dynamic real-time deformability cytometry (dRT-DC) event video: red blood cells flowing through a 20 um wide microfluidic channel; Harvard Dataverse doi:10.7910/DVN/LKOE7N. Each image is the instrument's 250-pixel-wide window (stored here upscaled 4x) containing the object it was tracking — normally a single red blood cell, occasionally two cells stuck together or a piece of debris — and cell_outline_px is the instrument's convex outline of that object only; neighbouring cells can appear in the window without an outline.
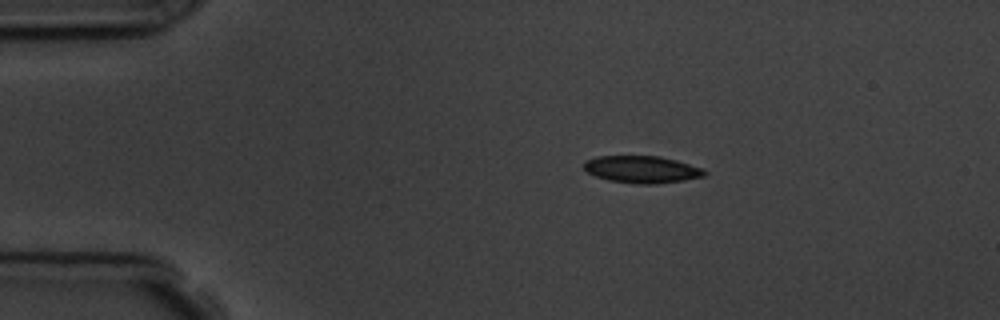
{"species": "common noctule bat (a hibernating species)", "species_latin": "Nyctalus noctula", "temperature_condition": "room temperature", "stored_images_in_passage": 3, "camera_frame_rate_fps": 3000, "um_per_image_px": 0.085, "animal": {"sex": "male", "body_mass_g": 19.5, "forearm_length_mm": 54.6}, "frame": {"image": 1, "passage_image": 2, "time_ms": 1.0, "image_size_px": [1000, 320], "cell_outline_px": [[708, 172], [704, 176], [684, 180], [656, 184], [640, 184], [608, 180], [596, 176], [588, 172], [584, 168], [584, 160], [596, 156], [660, 156], [676, 160], [704, 168]], "centroid_in_image_um": [54.58, 14.39], "position_along_channel_um": 30.4, "area_um2": 19.13}}